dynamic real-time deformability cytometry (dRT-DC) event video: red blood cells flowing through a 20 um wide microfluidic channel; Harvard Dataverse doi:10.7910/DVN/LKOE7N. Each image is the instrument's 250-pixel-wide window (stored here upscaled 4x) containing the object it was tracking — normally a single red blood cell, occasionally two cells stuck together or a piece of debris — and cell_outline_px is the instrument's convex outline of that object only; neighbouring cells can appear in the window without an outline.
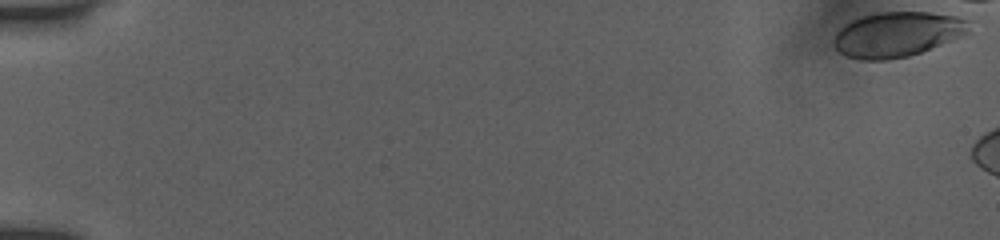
{"species": "human", "species_latin": "Homo sapiens", "temperature_condition": "room temperature", "stored_images_in_passage": 2, "camera_frame_rate_fps": 3000, "um_per_image_px": 0.085, "donor": {"sex": "female"}, "frame": {"image": 1, "passage_image": 1, "time_ms": 0.0, "image_size_px": [1000, 240], "cell_outline_px": [[968, 32], [960, 36], [920, 52], [908, 56], [888, 60], [860, 60], [844, 56], [832, 44], [832, 40], [836, 32], [844, 24], [852, 20], [864, 16], [880, 12], [928, 12], [956, 16], [968, 20]], "centroid_in_image_um": [76.19, 2.92], "position_along_channel_um": 8.8, "area_um2": 35.26}}